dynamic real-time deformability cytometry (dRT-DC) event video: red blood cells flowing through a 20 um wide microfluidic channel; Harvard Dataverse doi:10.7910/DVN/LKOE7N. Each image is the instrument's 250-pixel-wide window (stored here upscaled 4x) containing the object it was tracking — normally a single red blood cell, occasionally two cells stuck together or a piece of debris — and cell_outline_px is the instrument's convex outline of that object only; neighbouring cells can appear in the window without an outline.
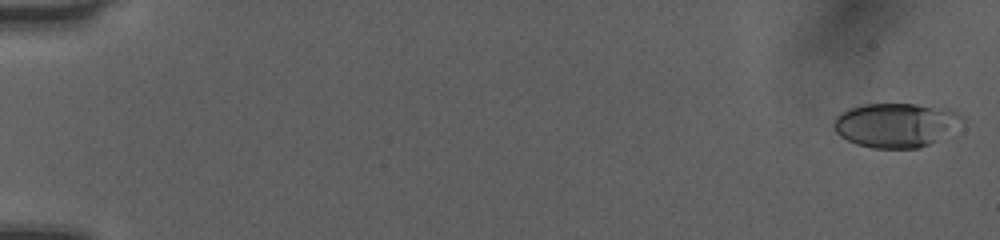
{"species": "human", "species_latin": "Homo sapiens", "temperature_condition": "room temperature", "stored_images_in_passage": 51, "camera_frame_rate_fps": 3000, "um_per_image_px": 0.085, "donor": {"sex": "female"}, "frame": {"image": 1, "passage_image": 1, "time_ms": 0.0, "image_size_px": [1000, 240], "cell_outline_px": [[964, 120], [928, 144], [920, 148], [872, 148], [856, 144], [840, 136], [836, 132], [832, 124], [832, 120], [836, 116], [848, 108], [864, 104], [916, 104], [956, 108], [964, 116]], "centroid_in_image_um": [76.12, 10.59], "position_along_channel_um": 8.9, "area_um2": 33.18}}
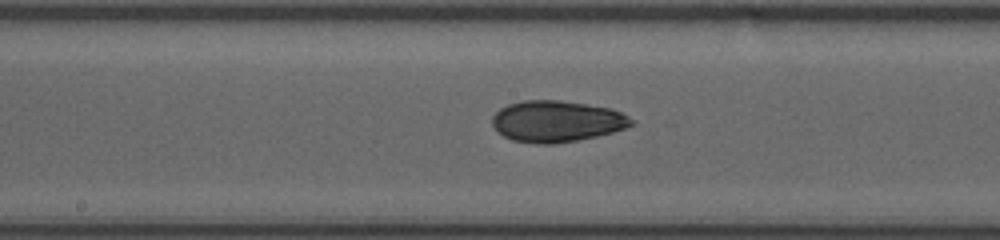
{"frame": {"image": 2, "passage_image": 28, "time_ms": 9.0, "image_size_px": [1000, 240], "cell_outline_px": [[636, 124], [612, 132], [596, 136], [576, 140], [552, 144], [536, 144], [512, 140], [496, 132], [492, 124], [492, 116], [500, 108], [508, 104], [524, 100], [560, 100], [612, 108], [628, 116]], "centroid_in_image_um": [47.29, 10.31], "position_along_channel_um": 200.9, "area_um2": 33.58}}
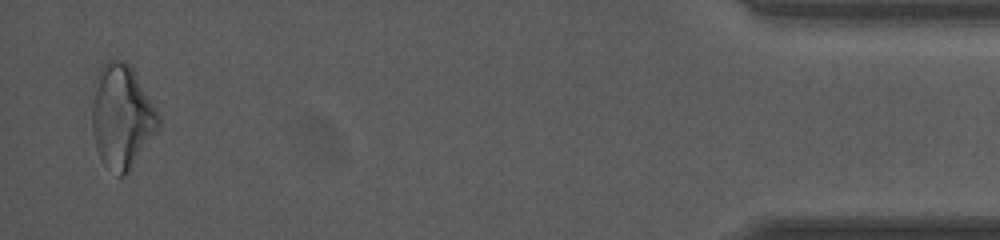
{"frame": {"image": 3, "passage_image": 50, "time_ms": 16.333, "image_size_px": [1000, 240], "cell_outline_px": [[160, 128], [132, 168], [124, 176], [120, 176], [100, 160], [96, 148], [92, 132], [92, 80], [100, 68], [112, 56], [124, 60], [132, 68], [160, 116]], "centroid_in_image_um": [10.32, 9.87], "position_along_channel_um": 424.9, "area_um2": 40.75}, "authors_computed_cell_mechanics": {"area_um2": 32.8882, "velocity_mm_per_s": 4.0748, "shape_relaxation_time_tau1_ms": 6.017, "shape_relaxation_time_tau2_ms": 4.454, "deformation_change_tau1": 0.1394, "deformation_change_tau2": 0.1124}}